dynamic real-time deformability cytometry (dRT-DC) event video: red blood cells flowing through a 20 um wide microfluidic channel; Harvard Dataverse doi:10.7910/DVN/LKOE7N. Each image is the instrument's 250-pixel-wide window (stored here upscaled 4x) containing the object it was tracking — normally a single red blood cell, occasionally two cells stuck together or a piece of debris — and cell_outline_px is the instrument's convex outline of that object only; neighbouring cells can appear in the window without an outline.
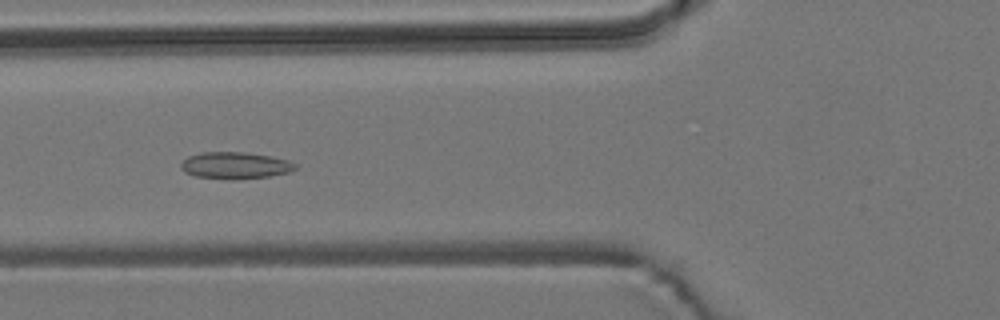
{"species": "common noctule bat (a hibernating species)", "species_latin": "Nyctalus noctula", "temperature_condition": "room temperature", "stored_images_in_passage": 8, "camera_frame_rate_fps": 3000, "um_per_image_px": 0.085, "animal": {"sex": "male", "body_mass_g": 19.2, "forearm_length_mm": 51.8}, "frame": {"image": 1, "passage_image": 6, "time_ms": 6.0, "image_size_px": [1000, 320], "cell_outline_px": [[296, 168], [288, 172], [268, 176], [236, 180], [228, 180], [196, 176], [184, 172], [180, 168], [180, 164], [188, 156], [200, 152], [244, 152], [272, 156], [288, 160], [296, 164]], "centroid_in_image_um": [19.96, 14.06], "position_along_channel_um": 105.8, "area_um2": 17.98}}
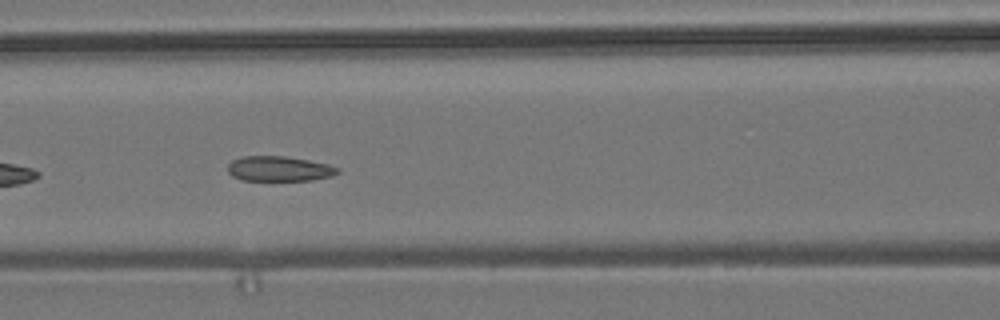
{"frame": {"image": 2, "passage_image": 7, "time_ms": 7.0, "image_size_px": [1000, 320], "cell_outline_px": [[340, 172], [332, 176], [312, 180], [244, 180], [232, 176], [228, 172], [228, 164], [232, 160], [244, 156], [284, 156], [308, 160], [328, 164], [340, 168]], "centroid_in_image_um": [23.75, 14.34], "position_along_channel_um": 142.9, "area_um2": 16.01}}
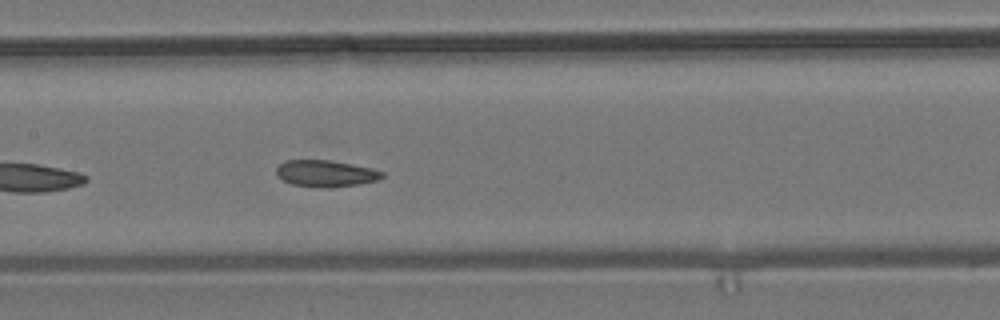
{"frame": {"image": 3, "passage_image": 8, "time_ms": 8.0, "image_size_px": [1000, 320], "cell_outline_px": [[384, 176], [380, 180], [360, 184], [328, 188], [320, 188], [292, 184], [280, 180], [276, 176], [276, 168], [284, 160], [328, 160], [352, 164], [372, 168], [384, 172]], "centroid_in_image_um": [27.68, 14.75], "position_along_channel_um": 179.7, "area_um2": 16.7}}